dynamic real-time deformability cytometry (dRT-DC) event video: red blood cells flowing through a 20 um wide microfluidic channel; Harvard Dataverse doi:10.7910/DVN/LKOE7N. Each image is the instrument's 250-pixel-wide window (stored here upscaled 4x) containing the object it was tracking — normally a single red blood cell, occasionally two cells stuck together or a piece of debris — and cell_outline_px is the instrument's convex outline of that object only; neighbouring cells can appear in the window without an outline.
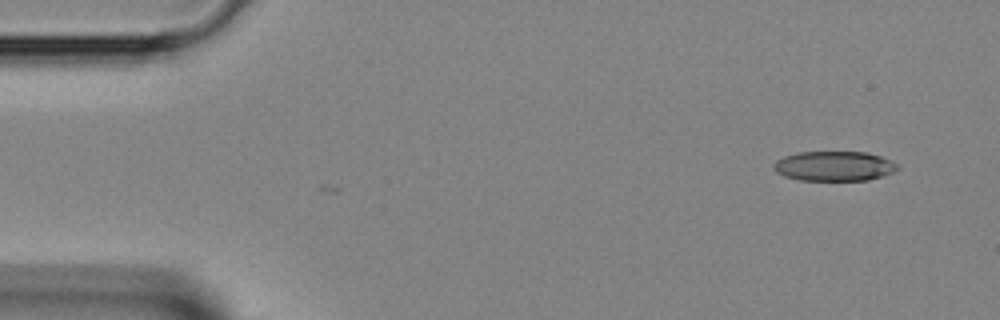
{"species": "Egyptian fruit bat (a non-hibernating species)", "species_latin": "Rousettus aegyptiacus", "temperature_condition": "room temperature", "stored_images_in_passage": 41, "camera_frame_rate_fps": 3000, "um_per_image_px": 0.085, "animal": {"sex": "female"}, "frame": {"image": 1, "passage_image": 1, "time_ms": 0.0, "image_size_px": [1000, 320], "cell_outline_px": [[900, 168], [892, 172], [868, 180], [800, 180], [784, 176], [776, 172], [772, 168], [772, 164], [776, 160], [784, 156], [796, 152], [868, 152], [880, 156], [896, 164]], "centroid_in_image_um": [70.84, 14.11], "position_along_channel_um": 14.2, "area_um2": 21.44}}
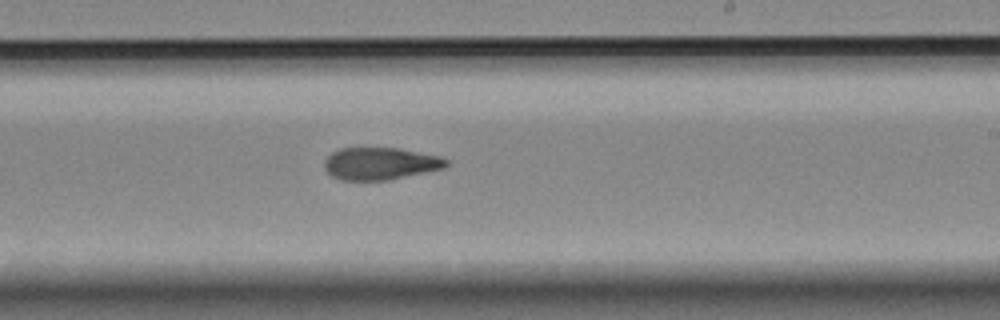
{"frame": {"image": 2, "passage_image": 23, "time_ms": 7.333, "image_size_px": [1000, 320], "cell_outline_px": [[448, 164], [444, 168], [388, 180], [340, 180], [332, 176], [324, 168], [324, 160], [332, 152], [340, 148], [400, 148], [440, 156], [448, 160]], "centroid_in_image_um": [32.31, 13.9], "position_along_channel_um": 256.7, "area_um2": 22.95}}
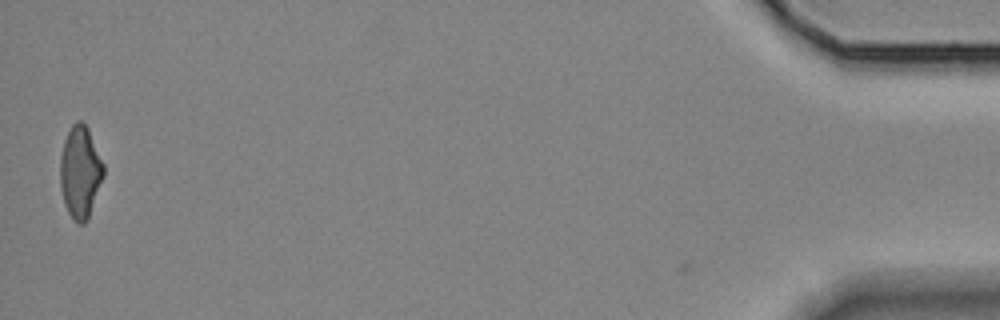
{"frame": {"image": 3, "passage_image": 40, "time_ms": 13.0, "image_size_px": [1000, 320], "cell_outline_px": [[104, 176], [88, 220], [84, 224], [80, 224], [68, 212], [64, 204], [60, 188], [60, 156], [64, 140], [72, 124], [76, 120], [80, 120], [88, 128], [104, 164]], "centroid_in_image_um": [6.82, 14.62], "position_along_channel_um": 428.4, "area_um2": 23.41}}